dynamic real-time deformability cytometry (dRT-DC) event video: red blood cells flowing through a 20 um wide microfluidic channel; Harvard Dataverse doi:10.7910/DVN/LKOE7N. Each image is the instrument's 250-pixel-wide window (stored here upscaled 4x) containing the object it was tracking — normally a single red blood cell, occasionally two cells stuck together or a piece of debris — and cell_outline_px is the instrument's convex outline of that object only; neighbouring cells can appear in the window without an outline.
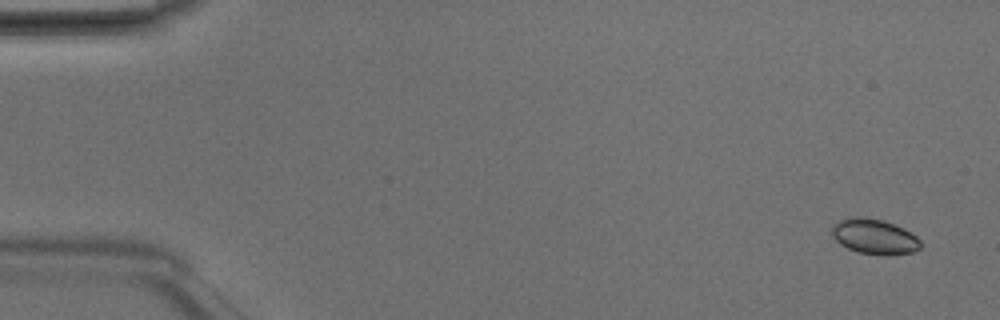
{"species": "Egyptian fruit bat (a non-hibernating species)", "species_latin": "Rousettus aegyptiacus", "temperature_condition": "room temperature", "stored_images_in_passage": 4, "camera_frame_rate_fps": 3000, "um_per_image_px": 0.085, "animal": {"sex": "male"}, "frame": {"image": 1, "passage_image": 1, "time_ms": 0.0, "image_size_px": [1000, 320], "cell_outline_px": [[920, 248], [912, 252], [860, 252], [848, 248], [840, 244], [832, 236], [832, 228], [840, 220], [884, 220], [904, 228], [916, 236], [920, 240]], "centroid_in_image_um": [74.35, 20.11], "position_along_channel_um": 10.7, "area_um2": 16.65}}
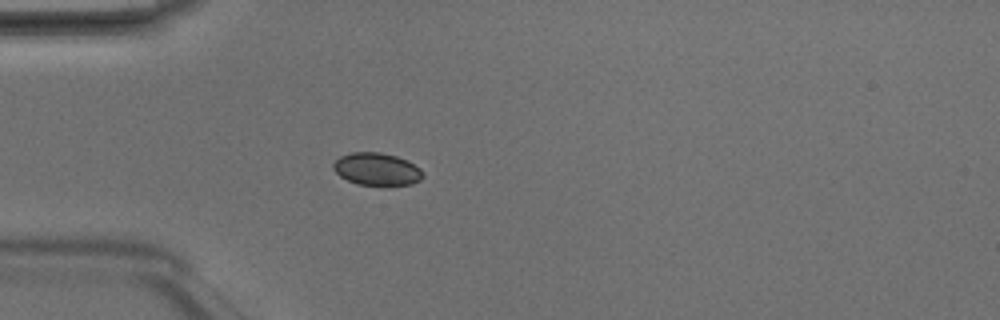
{"frame": {"image": 2, "passage_image": 4, "time_ms": 1.0, "image_size_px": [1000, 320], "cell_outline_px": [[424, 176], [420, 180], [412, 184], [384, 188], [356, 184], [340, 176], [332, 168], [332, 164], [340, 156], [352, 152], [380, 152], [396, 156], [408, 160], [420, 168], [424, 172]], "centroid_in_image_um": [32.06, 14.42], "position_along_channel_um": 52.9, "area_um2": 17.69}}